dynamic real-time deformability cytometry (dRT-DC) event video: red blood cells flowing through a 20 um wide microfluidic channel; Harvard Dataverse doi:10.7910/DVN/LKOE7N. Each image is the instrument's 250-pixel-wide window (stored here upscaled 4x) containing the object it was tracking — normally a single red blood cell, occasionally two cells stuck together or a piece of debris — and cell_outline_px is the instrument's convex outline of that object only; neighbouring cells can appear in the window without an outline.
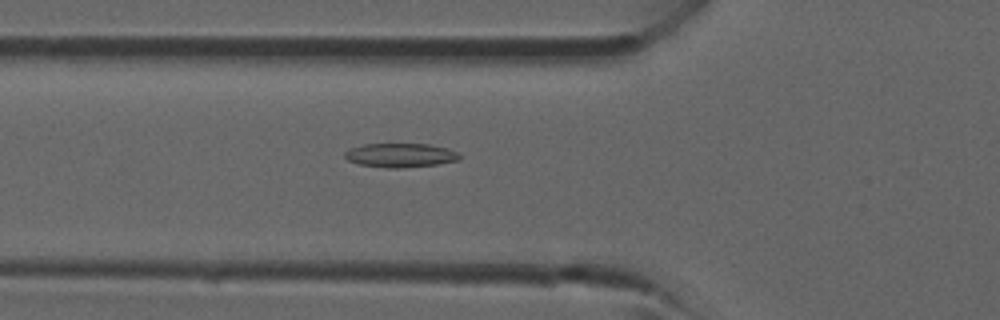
{"species": "common noctule bat (a hibernating species)", "species_latin": "Nyctalus noctula", "temperature_condition": "room temperature", "stored_images_in_passage": 30, "camera_frame_rate_fps": 3000, "um_per_image_px": 0.085, "animal": {"sex": "male", "forearm_length_mm": 52.5}, "frame": {"image": 1, "passage_image": 4, "time_ms": 1.0, "image_size_px": [1000, 320], "cell_outline_px": [[460, 160], [436, 164], [400, 168], [388, 168], [360, 164], [348, 160], [344, 156], [344, 152], [348, 148], [364, 144], [428, 144], [448, 148], [460, 152]], "centroid_in_image_um": [34.05, 13.19], "position_along_channel_um": 91.8, "area_um2": 16.13}}
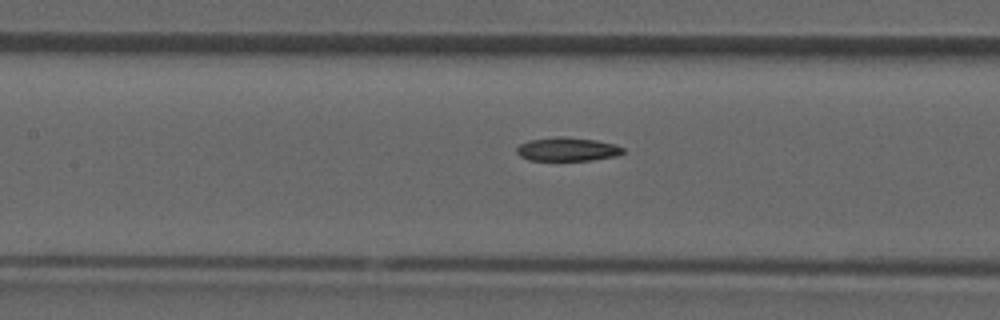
{"frame": {"image": 2, "passage_image": 8, "time_ms": 2.333, "image_size_px": [1000, 320], "cell_outline_px": [[624, 152], [616, 156], [592, 160], [528, 160], [520, 156], [516, 152], [516, 148], [520, 144], [528, 140], [556, 136], [564, 136], [596, 140], [616, 144], [624, 148]], "centroid_in_image_um": [48.22, 12.67], "position_along_channel_um": 159.2, "area_um2": 14.8}}
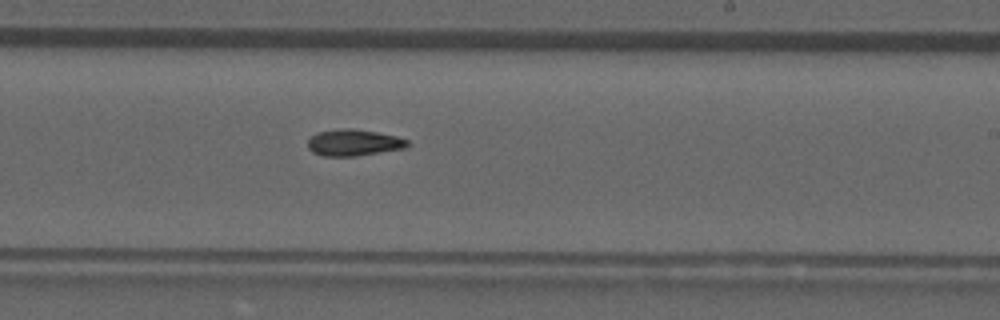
{"frame": {"image": 3, "passage_image": 14, "time_ms": 4.333, "image_size_px": [1000, 320], "cell_outline_px": [[408, 144], [404, 148], [356, 156], [324, 156], [312, 152], [308, 148], [308, 140], [316, 132], [340, 128], [352, 128], [376, 132], [396, 136], [408, 140]], "centroid_in_image_um": [30.02, 12.11], "position_along_channel_um": 259.0, "area_um2": 15.32}}